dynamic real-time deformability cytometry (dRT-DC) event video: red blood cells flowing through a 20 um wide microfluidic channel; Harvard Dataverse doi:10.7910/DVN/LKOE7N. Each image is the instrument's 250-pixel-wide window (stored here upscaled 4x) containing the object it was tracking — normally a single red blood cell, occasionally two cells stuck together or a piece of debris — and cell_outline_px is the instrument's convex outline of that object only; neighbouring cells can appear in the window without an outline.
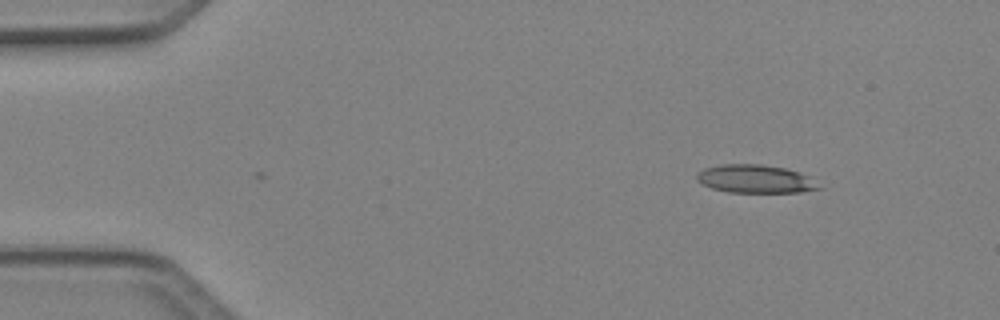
{"species": "Egyptian fruit bat (a non-hibernating species)", "species_latin": "Rousettus aegyptiacus", "temperature_condition": "cold", "stored_images_in_passage": 2, "camera_frame_rate_fps": 3000, "um_per_image_px": 0.085, "animal": {"sex": "female"}, "frame": {"image": 1, "passage_image": 2, "time_ms": 0.333, "image_size_px": [1000, 320], "cell_outline_px": [[824, 188], [800, 192], [728, 192], [712, 188], [700, 184], [696, 180], [696, 176], [704, 168], [720, 164], [760, 164], [784, 168], [800, 172], [808, 176]], "centroid_in_image_um": [64.2, 15.21], "position_along_channel_um": 20.8, "area_um2": 20.11}}